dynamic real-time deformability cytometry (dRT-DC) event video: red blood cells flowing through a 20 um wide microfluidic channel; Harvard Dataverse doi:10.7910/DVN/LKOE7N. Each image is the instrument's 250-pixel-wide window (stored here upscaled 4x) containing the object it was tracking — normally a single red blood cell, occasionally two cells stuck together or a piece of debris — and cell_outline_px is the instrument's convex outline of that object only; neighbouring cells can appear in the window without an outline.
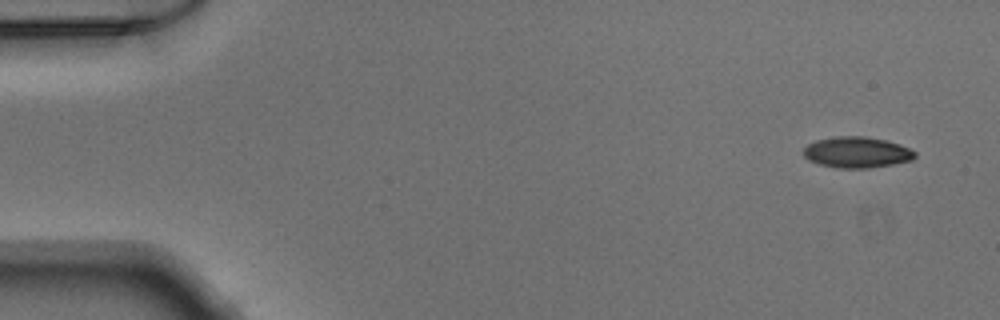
{"species": "Egyptian fruit bat (a non-hibernating species)", "species_latin": "Rousettus aegyptiacus", "temperature_condition": "warm", "stored_images_in_passage": 49, "camera_frame_rate_fps": 3000, "um_per_image_px": 0.085, "animal": {"sex": "male"}, "frame": {"image": 1, "passage_image": 1, "time_ms": 0.0, "image_size_px": [1000, 320], "cell_outline_px": [[916, 156], [912, 160], [892, 164], [868, 168], [836, 168], [820, 164], [808, 160], [804, 156], [804, 148], [808, 144], [816, 140], [836, 136], [864, 136], [884, 140], [900, 144], [916, 152]], "centroid_in_image_um": [72.82, 12.95], "position_along_channel_um": 12.2, "area_um2": 20.06}}
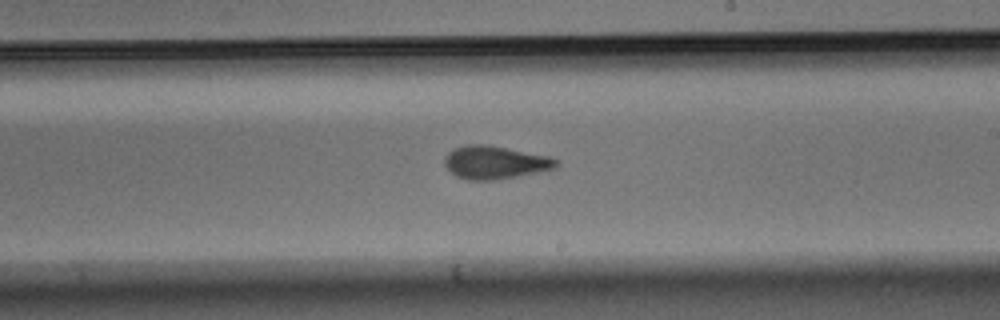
{"frame": {"image": 2, "passage_image": 28, "time_ms": 9.0, "image_size_px": [1000, 320], "cell_outline_px": [[560, 164], [556, 168], [496, 180], [468, 180], [456, 176], [444, 164], [444, 156], [448, 152], [456, 148], [468, 144], [488, 144], [548, 156], [556, 160]], "centroid_in_image_um": [42.06, 13.8], "position_along_channel_um": 246.9, "area_um2": 21.39}}
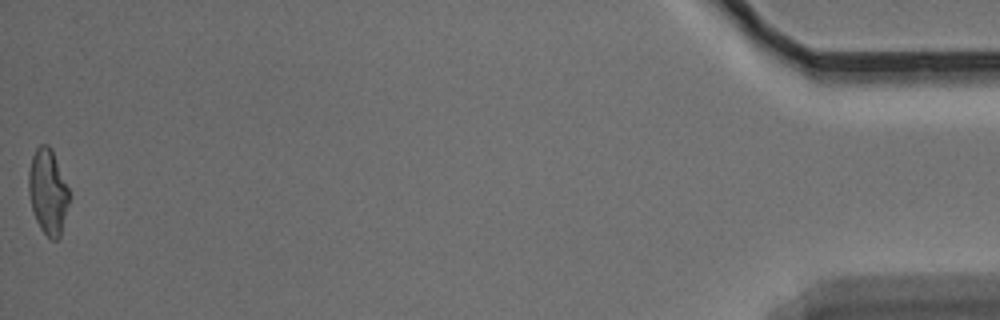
{"frame": {"image": 3, "passage_image": 49, "time_ms": 16.0, "image_size_px": [1000, 320], "cell_outline_px": [[68, 204], [60, 236], [56, 240], [52, 240], [40, 228], [36, 220], [32, 208], [28, 192], [28, 172], [32, 156], [36, 148], [40, 144], [48, 144], [52, 148], [68, 188]], "centroid_in_image_um": [4.05, 16.26], "position_along_channel_um": 431.2, "area_um2": 19.94}}